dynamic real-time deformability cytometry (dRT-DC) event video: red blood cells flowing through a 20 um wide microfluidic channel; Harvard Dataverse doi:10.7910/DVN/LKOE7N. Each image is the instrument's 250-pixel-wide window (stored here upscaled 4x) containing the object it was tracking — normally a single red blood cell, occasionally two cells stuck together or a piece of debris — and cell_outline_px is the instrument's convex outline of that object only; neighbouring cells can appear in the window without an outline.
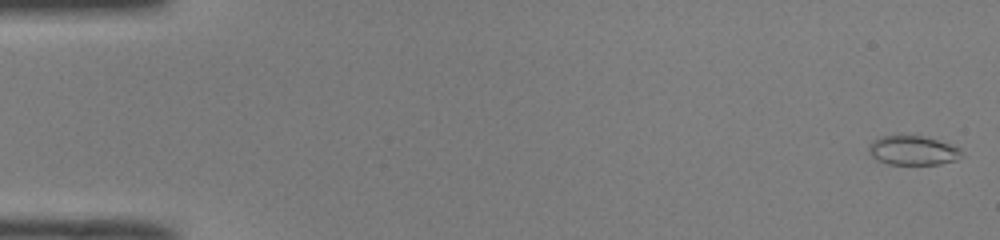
{"species": "common noctule bat (a hibernating species)", "species_latin": "Nyctalus noctula", "temperature_condition": "room temperature", "stored_images_in_passage": 50, "camera_frame_rate_fps": 3000, "um_per_image_px": 0.085, "animal": {"sex": "male", "body_mass_g": 19.0, "forearm_length_mm": 50.8}, "frame": {"image": 1, "passage_image": 1, "time_ms": 0.0, "image_size_px": [1000, 240], "cell_outline_px": [[964, 156], [956, 160], [940, 164], [888, 164], [876, 160], [872, 156], [868, 148], [868, 144], [872, 140], [880, 136], [896, 132], [924, 136], [960, 148], [964, 152]], "centroid_in_image_um": [77.55, 12.74], "position_along_channel_um": 7.4, "area_um2": 16.53}}
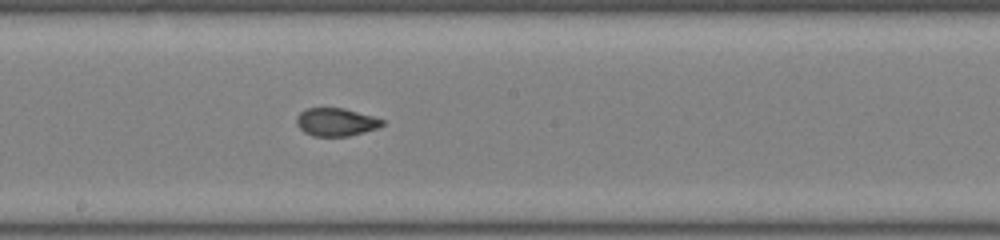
{"frame": {"image": 2, "passage_image": 28, "time_ms": 9.0, "image_size_px": [1000, 240], "cell_outline_px": [[384, 124], [376, 128], [364, 132], [348, 136], [312, 136], [304, 132], [296, 124], [296, 116], [300, 112], [308, 108], [344, 108], [372, 116], [384, 120]], "centroid_in_image_um": [28.53, 10.37], "position_along_channel_um": 219.7, "area_um2": 13.93}}
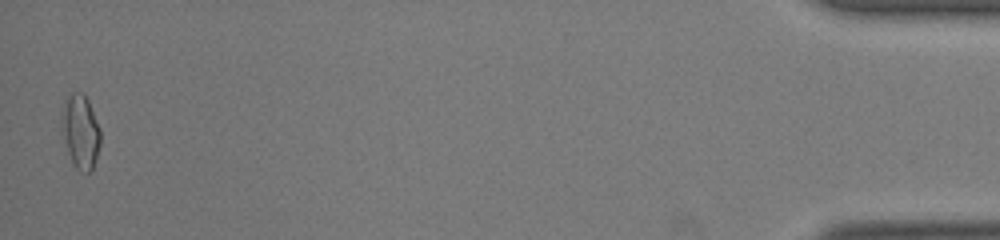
{"frame": {"image": 3, "passage_image": 50, "time_ms": 16.333, "image_size_px": [1000, 240], "cell_outline_px": [[100, 144], [96, 160], [92, 172], [80, 172], [72, 164], [68, 152], [60, 120], [60, 112], [64, 100], [72, 92], [80, 92], [88, 100], [100, 128]], "centroid_in_image_um": [6.83, 11.19], "position_along_channel_um": 428.4, "area_um2": 16.88}, "authors_computed_cell_mechanics": {"area_um2": 14.7968, "velocity_mm_per_s": 4.067, "shape_relaxation_time_tau1_ms": 10.5195, "shape_relaxation_time_tau2_ms": 1.1608, "deformation_change_tau1": 0.2493, "deformation_change_tau2": 0.0521}}